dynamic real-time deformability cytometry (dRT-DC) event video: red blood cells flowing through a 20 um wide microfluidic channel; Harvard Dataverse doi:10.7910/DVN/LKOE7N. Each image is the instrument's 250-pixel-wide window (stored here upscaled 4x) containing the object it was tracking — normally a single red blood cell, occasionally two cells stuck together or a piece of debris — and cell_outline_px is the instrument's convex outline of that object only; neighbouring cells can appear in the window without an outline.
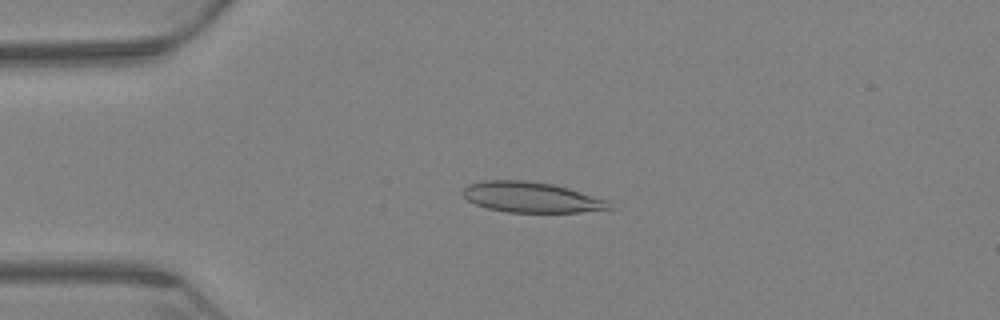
{"species": "Egyptian fruit bat (a non-hibernating species)", "species_latin": "Rousettus aegyptiacus", "temperature_condition": "warm", "stored_images_in_passage": 67, "camera_frame_rate_fps": 3000, "um_per_image_px": 0.085, "animal": {"sex": "female"}, "frame": {"image": 1, "passage_image": 16, "time_ms": 5.0, "image_size_px": [1000, 320], "cell_outline_px": [[616, 208], [580, 212], [508, 212], [488, 208], [476, 204], [468, 200], [460, 192], [468, 184], [484, 180], [528, 180], [552, 184], [568, 188], [612, 200]], "centroid_in_image_um": [45.24, 16.76], "position_along_channel_um": 39.8, "area_um2": 26.36}}
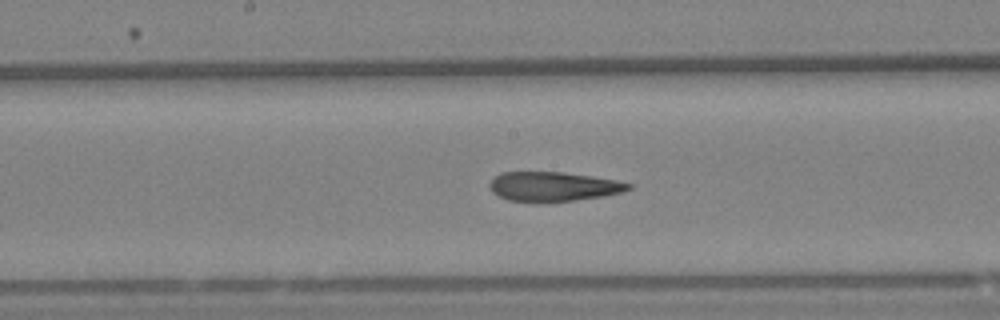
{"frame": {"image": 2, "passage_image": 35, "time_ms": 11.333, "image_size_px": [1000, 320], "cell_outline_px": [[636, 184], [632, 188], [620, 192], [604, 196], [572, 200], [508, 200], [492, 192], [488, 184], [500, 172], [564, 172], [592, 176], [616, 180]], "centroid_in_image_um": [47.08, 15.82], "position_along_channel_um": 201.1, "area_um2": 23.29}}
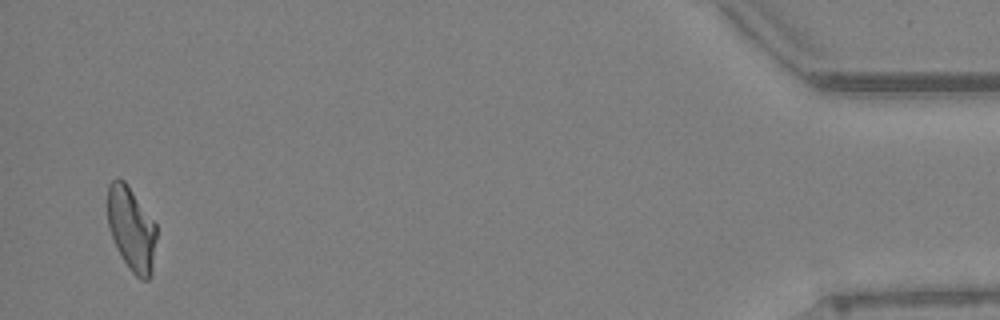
{"frame": {"image": 3, "passage_image": 65, "time_ms": 21.333, "image_size_px": [1000, 320], "cell_outline_px": [[156, 240], [152, 272], [148, 280], [140, 280], [132, 272], [124, 260], [112, 236], [108, 224], [108, 184], [112, 180], [120, 176], [124, 180], [156, 224]], "centroid_in_image_um": [11.18, 19.44], "position_along_channel_um": 424.0, "area_um2": 23.64}, "authors_computed_cell_mechanics": {"area_um2": 25.3164, "velocity_mm_per_s": 3.0557, "shape_relaxation_time_tau1_ms": null, "shape_relaxation_time_tau2_ms": 3.6927, "deformation_change_tau1": null, "deformation_change_tau2": 0.1264}}